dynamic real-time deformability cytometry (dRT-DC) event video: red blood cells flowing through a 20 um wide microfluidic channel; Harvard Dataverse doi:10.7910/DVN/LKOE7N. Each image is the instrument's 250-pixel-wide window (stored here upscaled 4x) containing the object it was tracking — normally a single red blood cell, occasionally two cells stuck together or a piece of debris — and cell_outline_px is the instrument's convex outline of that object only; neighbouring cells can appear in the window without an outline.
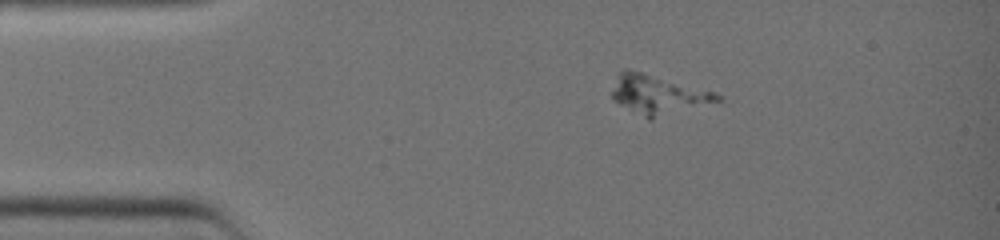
{"species": "common noctule bat (a hibernating species)", "species_latin": "Nyctalus noctula", "temperature_condition": "warm", "stored_images_in_passage": 5, "camera_frame_rate_fps": 3000, "um_per_image_px": 0.085, "animal": {"sex": "female", "body_mass_g": 19.0, "forearm_length_mm": 51.5}, "frame": {"image": 1, "passage_image": 1, "time_ms": 0.0, "image_size_px": [1000, 240], "cell_outline_px": [[720, 100], [652, 120], [648, 120], [620, 104], [612, 96], [612, 92], [620, 72], [624, 68], [628, 68], [712, 92], [720, 96]], "centroid_in_image_um": [55.88, 8.06], "position_along_channel_um": 29.1, "area_um2": 23.24}}